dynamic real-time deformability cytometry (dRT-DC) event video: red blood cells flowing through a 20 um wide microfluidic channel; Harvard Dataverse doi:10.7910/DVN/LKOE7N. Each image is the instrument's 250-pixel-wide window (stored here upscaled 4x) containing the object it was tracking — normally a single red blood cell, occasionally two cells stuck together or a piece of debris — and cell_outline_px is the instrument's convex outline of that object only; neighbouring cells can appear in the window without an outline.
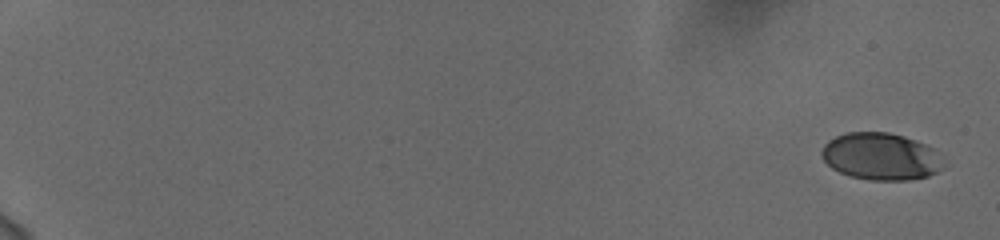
{"species": "human", "species_latin": "Homo sapiens", "temperature_condition": "cold", "stored_images_in_passage": 57, "camera_frame_rate_fps": 3000, "um_per_image_px": 0.085, "donor": {"sex": "female"}, "frame": {"image": 1, "passage_image": 1, "time_ms": 0.0, "image_size_px": [1000, 240], "cell_outline_px": [[948, 164], [944, 168], [928, 176], [908, 180], [868, 180], [852, 176], [840, 172], [832, 168], [820, 156], [820, 152], [824, 144], [828, 140], [836, 136], [848, 132], [888, 132], [904, 136], [916, 140], [932, 148]], "centroid_in_image_um": [74.89, 13.3], "position_along_channel_um": 10.1, "area_um2": 33.7}}
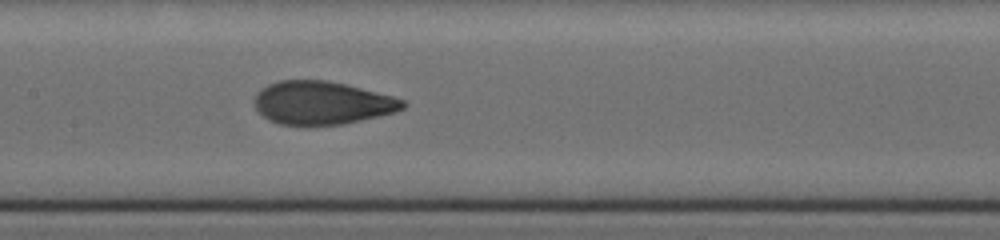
{"frame": {"image": 2, "passage_image": 32, "time_ms": 10.333, "image_size_px": [1000, 240], "cell_outline_px": [[408, 104], [404, 108], [396, 112], [380, 116], [344, 124], [308, 128], [280, 124], [268, 120], [256, 108], [252, 100], [256, 92], [260, 88], [268, 84], [280, 80], [328, 80], [392, 96], [404, 100]], "centroid_in_image_um": [27.33, 8.78], "position_along_channel_um": 180.1, "area_um2": 38.21}}
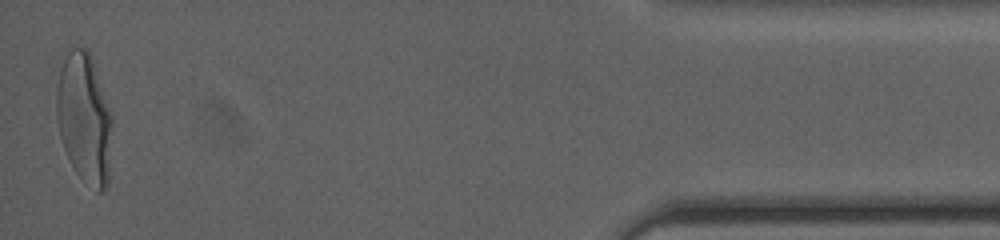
{"frame": {"image": 3, "passage_image": 57, "time_ms": 18.667, "image_size_px": [1000, 240], "cell_outline_px": [[112, 124], [108, 188], [104, 192], [96, 192], [76, 172], [64, 148], [60, 136], [56, 116], [56, 88], [60, 68], [68, 52], [72, 48], [88, 48], [96, 68], [112, 116]], "centroid_in_image_um": [7.18, 10.07], "position_along_channel_um": 428.0, "area_um2": 42.31}, "authors_computed_cell_mechanics": {"area_um2": 36.992, "velocity_mm_per_s": 3.7445, "shape_relaxation_time_tau1_ms": 5.7386, "shape_relaxation_time_tau2_ms": 0.698, "deformation_change_tau1": 0.2134, "deformation_change_tau2": 0.0605}}